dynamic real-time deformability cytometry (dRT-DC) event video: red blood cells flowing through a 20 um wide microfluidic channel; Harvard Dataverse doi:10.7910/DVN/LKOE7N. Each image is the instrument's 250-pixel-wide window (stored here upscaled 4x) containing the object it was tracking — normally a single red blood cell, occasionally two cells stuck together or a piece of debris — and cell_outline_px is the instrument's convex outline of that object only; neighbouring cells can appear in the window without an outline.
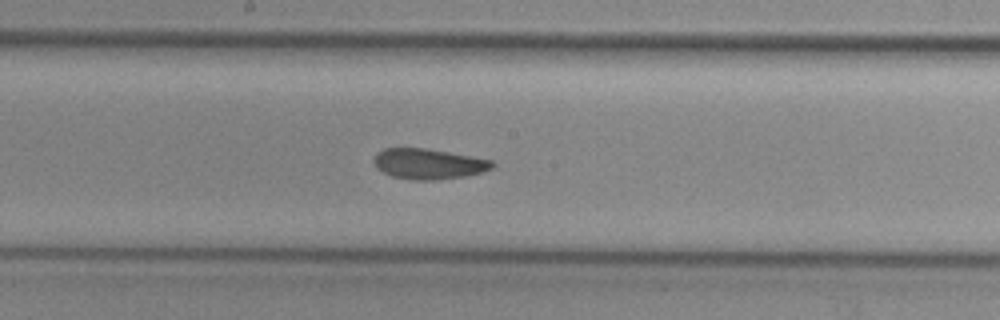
{"species": "common noctule bat (a hibernating species)", "species_latin": "Nyctalus noctula", "temperature_condition": "cold", "stored_images_in_passage": 36, "camera_frame_rate_fps": 3000, "um_per_image_px": 0.085, "animal": {"sex": "female", "body_mass_g": 29.2, "forearm_length_mm": 56.3}, "frame": {"image": 1, "passage_image": 15, "time_ms": 4.667, "image_size_px": [1000, 320], "cell_outline_px": [[496, 164], [492, 168], [480, 172], [464, 176], [436, 180], [412, 180], [392, 176], [376, 168], [372, 160], [376, 152], [384, 148], [424, 148], [448, 152], [492, 160]], "centroid_in_image_um": [36.38, 13.92], "position_along_channel_um": 211.8, "area_um2": 20.98}}
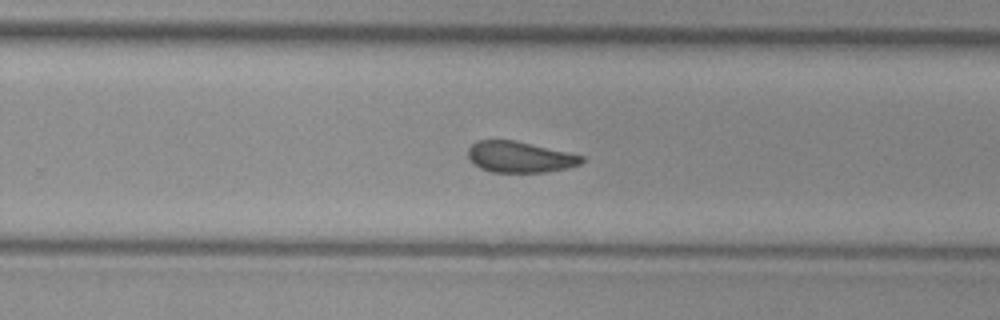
{"frame": {"image": 2, "passage_image": 21, "time_ms": 6.667, "image_size_px": [1000, 320], "cell_outline_px": [[584, 160], [580, 164], [568, 168], [544, 172], [492, 172], [480, 168], [468, 160], [468, 148], [476, 140], [516, 140], [584, 156]], "centroid_in_image_um": [44.15, 13.34], "position_along_channel_um": 285.6, "area_um2": 20.63}}
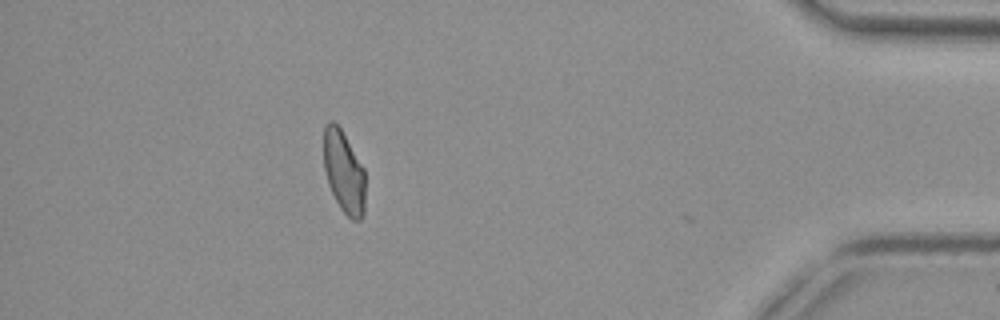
{"frame": {"image": 3, "passage_image": 35, "time_ms": 11.333, "image_size_px": [1000, 320], "cell_outline_px": [[364, 216], [360, 220], [352, 220], [340, 208], [328, 184], [324, 168], [324, 128], [328, 120], [332, 120], [340, 128], [364, 168]], "centroid_in_image_um": [29.22, 14.62], "position_along_channel_um": 406.0, "area_um2": 19.77}, "authors_computed_cell_mechanics": {"area_um2": 20.7791, "velocity_mm_per_s": 3.7005, "shape_relaxation_time_tau1_ms": 0.6897, "shape_relaxation_time_tau2_ms": 4.1195, "deformation_change_tau1": null, "deformation_change_tau2": 0.0721}}